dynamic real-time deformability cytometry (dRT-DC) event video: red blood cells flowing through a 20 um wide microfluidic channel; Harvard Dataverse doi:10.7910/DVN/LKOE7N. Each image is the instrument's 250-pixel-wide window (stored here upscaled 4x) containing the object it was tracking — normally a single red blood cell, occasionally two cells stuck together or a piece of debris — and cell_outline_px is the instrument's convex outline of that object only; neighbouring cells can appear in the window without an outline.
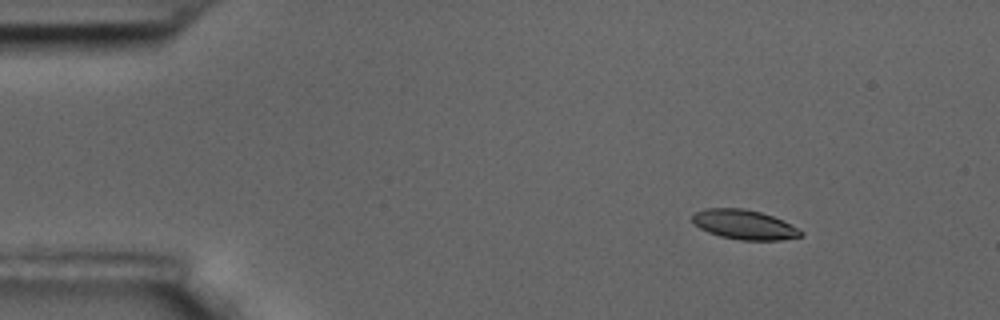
{"species": "common noctule bat (a hibernating species)", "species_latin": "Nyctalus noctula", "temperature_condition": "room temperature", "stored_images_in_passage": 4, "camera_frame_rate_fps": 3000, "um_per_image_px": 0.085, "animal": {"sex": "male", "body_mass_g": 17.5, "forearm_length_mm": 52.3}, "frame": {"image": 1, "passage_image": 1, "time_ms": 0.0, "image_size_px": [1000, 320], "cell_outline_px": [[804, 236], [780, 240], [740, 240], [720, 236], [708, 232], [692, 224], [692, 216], [696, 212], [704, 208], [744, 208], [760, 212], [772, 216], [804, 232]], "centroid_in_image_um": [63.22, 19.09], "position_along_channel_um": 21.8, "area_um2": 18.61}}
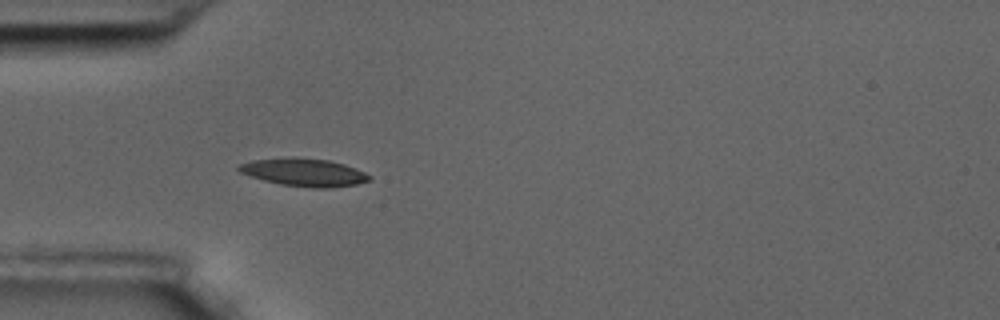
{"frame": {"image": 2, "passage_image": 4, "time_ms": 1.0, "image_size_px": [1000, 320], "cell_outline_px": [[372, 180], [356, 184], [332, 188], [316, 188], [280, 184], [264, 180], [240, 172], [236, 168], [236, 164], [252, 160], [328, 160], [344, 164], [356, 168], [372, 176]], "centroid_in_image_um": [25.9, 14.7], "position_along_channel_um": 59.1, "area_um2": 20.29}}